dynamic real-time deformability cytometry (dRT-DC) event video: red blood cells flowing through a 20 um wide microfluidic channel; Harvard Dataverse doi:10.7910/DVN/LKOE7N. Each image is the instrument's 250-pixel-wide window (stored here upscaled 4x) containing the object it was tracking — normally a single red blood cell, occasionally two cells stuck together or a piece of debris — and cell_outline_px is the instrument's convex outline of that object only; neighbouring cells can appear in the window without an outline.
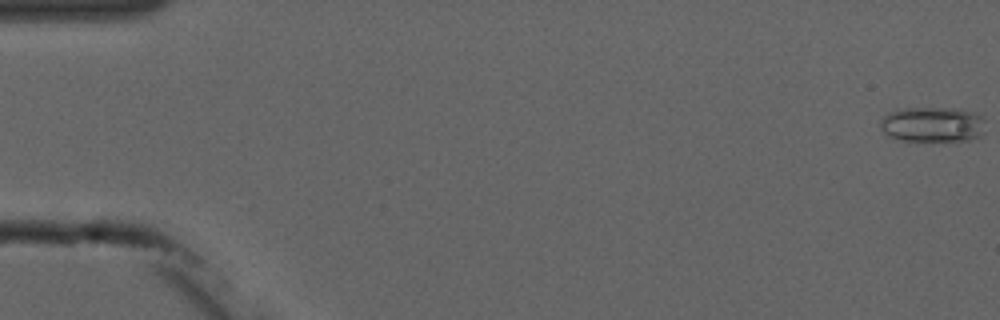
{"species": "common noctule bat (a hibernating species)", "species_latin": "Nyctalus noctula", "temperature_condition": "cold", "stored_images_in_passage": 6, "camera_frame_rate_fps": 3000, "um_per_image_px": 0.085, "animal": {"sex": "male", "forearm_length_mm": 52.5}, "frame": {"image": 1, "passage_image": 1, "time_ms": 0.0, "image_size_px": [1000, 320], "cell_outline_px": [[984, 132], [980, 136], [968, 140], [904, 140], [888, 136], [880, 128], [880, 120], [884, 116], [900, 108], [960, 108], [972, 112], [980, 116], [984, 120]], "centroid_in_image_um": [79.27, 10.56], "position_along_channel_um": 5.7, "area_um2": 21.44}}